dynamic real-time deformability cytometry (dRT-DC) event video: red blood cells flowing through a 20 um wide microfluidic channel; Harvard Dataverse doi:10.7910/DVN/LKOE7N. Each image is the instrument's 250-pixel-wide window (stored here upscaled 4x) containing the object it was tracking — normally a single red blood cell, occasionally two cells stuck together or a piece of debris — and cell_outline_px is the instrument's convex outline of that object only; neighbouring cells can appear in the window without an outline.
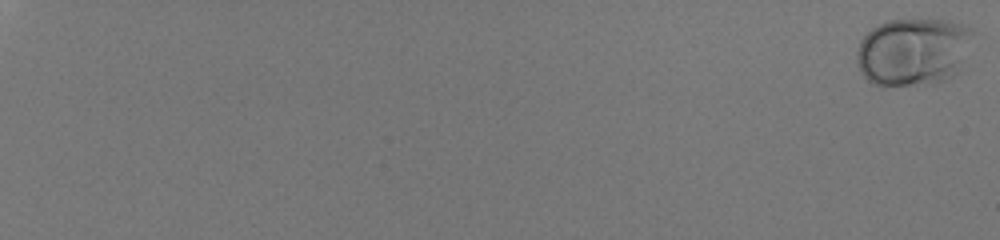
{"species": "human", "species_latin": "Homo sapiens", "temperature_condition": "room temperature", "stored_images_in_passage": 58, "camera_frame_rate_fps": 3000, "um_per_image_px": 0.085, "donor": {"sex": "male"}, "frame": {"image": 1, "passage_image": 1, "time_ms": 0.0, "image_size_px": [1000, 240], "cell_outline_px": [[972, 32], [956, 72], [948, 80], [912, 84], [872, 84], [860, 72], [856, 60], [856, 48], [860, 40], [872, 28], [888, 20], [948, 20], [964, 24], [972, 28]], "centroid_in_image_um": [77.54, 4.36], "position_along_channel_um": 7.5, "area_um2": 44.97}}
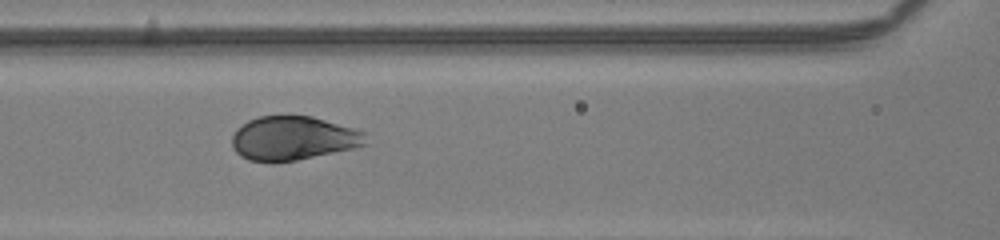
{"frame": {"image": 2, "passage_image": 33, "time_ms": 10.667, "image_size_px": [1000, 240], "cell_outline_px": [[368, 144], [356, 148], [296, 160], [248, 160], [240, 156], [232, 148], [232, 136], [236, 128], [248, 120], [260, 116], [312, 116], [368, 132]], "centroid_in_image_um": [24.97, 11.73], "position_along_channel_um": 141.6, "area_um2": 34.28}}
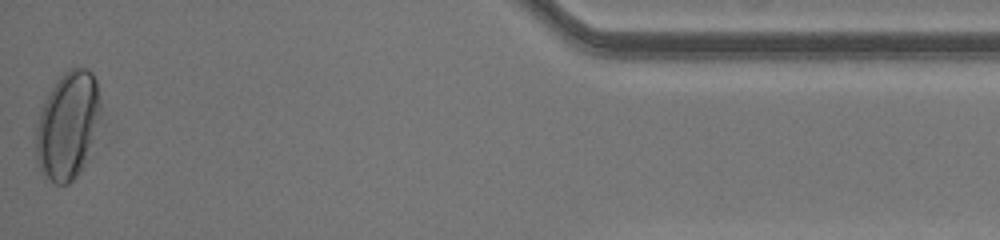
{"frame": {"image": 3, "passage_image": 58, "time_ms": 19.0, "image_size_px": [1000, 240], "cell_outline_px": [[104, 124], [84, 164], [76, 176], [68, 184], [56, 184], [44, 176], [36, 160], [36, 124], [40, 108], [56, 80], [68, 68], [88, 68], [92, 72], [96, 80], [100, 100]], "centroid_in_image_um": [5.81, 10.65], "position_along_channel_um": 429.4, "area_um2": 41.79}, "authors_computed_cell_mechanics": {"area_um2": 36.8186, "velocity_mm_per_s": 4.0812, "shape_relaxation_time_tau1_ms": 1.9303, "shape_relaxation_time_tau2_ms": null, "deformation_change_tau1": 0.1457, "deformation_change_tau2": null}}